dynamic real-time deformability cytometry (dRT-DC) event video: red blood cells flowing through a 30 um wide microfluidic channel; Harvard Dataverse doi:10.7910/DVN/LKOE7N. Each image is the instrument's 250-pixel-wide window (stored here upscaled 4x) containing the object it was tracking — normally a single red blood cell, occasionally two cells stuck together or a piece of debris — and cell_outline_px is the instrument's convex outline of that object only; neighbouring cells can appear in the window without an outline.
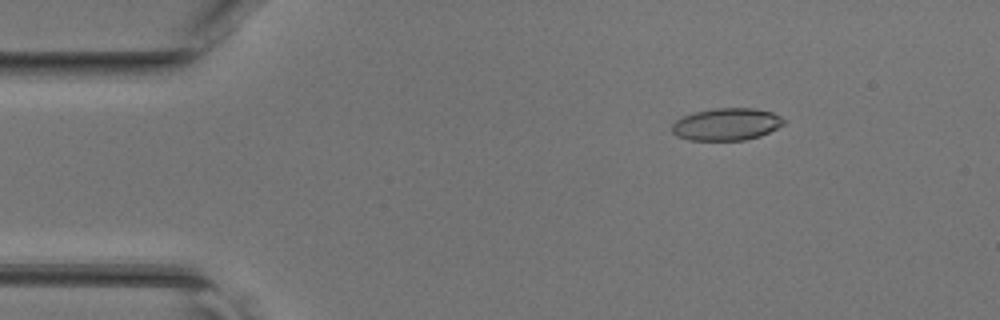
{"species": "common noctule bat (a hibernating species)", "species_latin": "Nyctalus noctula", "temperature_condition": "room temperature", "stored_images_in_passage": 43, "camera_frame_rate_fps": 3000, "um_per_image_px": 0.085, "animal": {"sex": "female", "body_mass_g": 17.0, "forearm_length_mm": 48.0}, "frame": {"image": 1, "passage_image": 4, "time_ms": 1.0, "image_size_px": [1000, 320], "cell_outline_px": [[784, 124], [760, 136], [744, 140], [688, 140], [676, 136], [672, 132], [672, 124], [676, 120], [692, 112], [716, 108], [752, 108], [772, 112], [780, 116], [784, 120]], "centroid_in_image_um": [61.72, 10.56], "position_along_channel_um": 23.3, "area_um2": 20.98}}
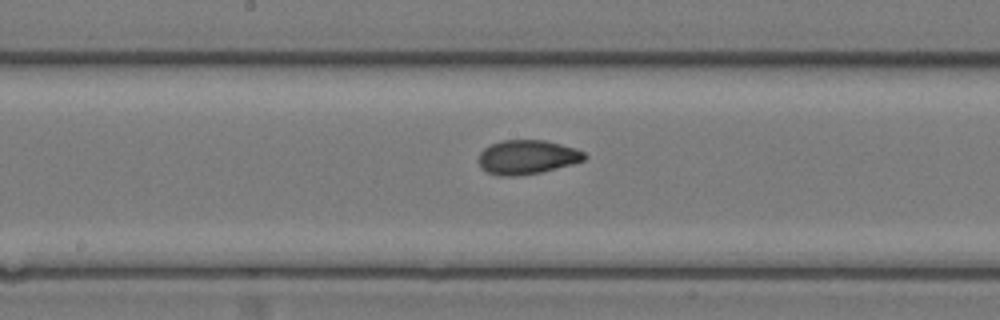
{"frame": {"image": 2, "passage_image": 21, "time_ms": 6.667, "image_size_px": [1000, 320], "cell_outline_px": [[588, 156], [584, 160], [572, 164], [540, 172], [516, 176], [500, 176], [488, 172], [480, 168], [480, 152], [484, 148], [500, 140], [544, 140], [576, 148], [584, 152]], "centroid_in_image_um": [44.81, 13.35], "position_along_channel_um": 203.4, "area_um2": 20.98}}
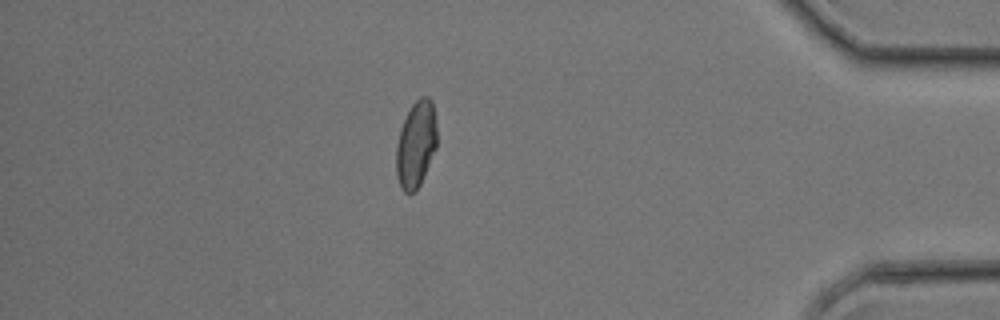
{"frame": {"image": 3, "passage_image": 37, "time_ms": 12.0, "image_size_px": [1000, 320], "cell_outline_px": [[436, 148], [420, 184], [416, 192], [408, 196], [400, 188], [396, 176], [396, 144], [400, 128], [412, 104], [420, 96], [428, 96], [432, 100], [436, 124]], "centroid_in_image_um": [35.34, 12.31], "position_along_channel_um": 399.9, "area_um2": 20.81}}